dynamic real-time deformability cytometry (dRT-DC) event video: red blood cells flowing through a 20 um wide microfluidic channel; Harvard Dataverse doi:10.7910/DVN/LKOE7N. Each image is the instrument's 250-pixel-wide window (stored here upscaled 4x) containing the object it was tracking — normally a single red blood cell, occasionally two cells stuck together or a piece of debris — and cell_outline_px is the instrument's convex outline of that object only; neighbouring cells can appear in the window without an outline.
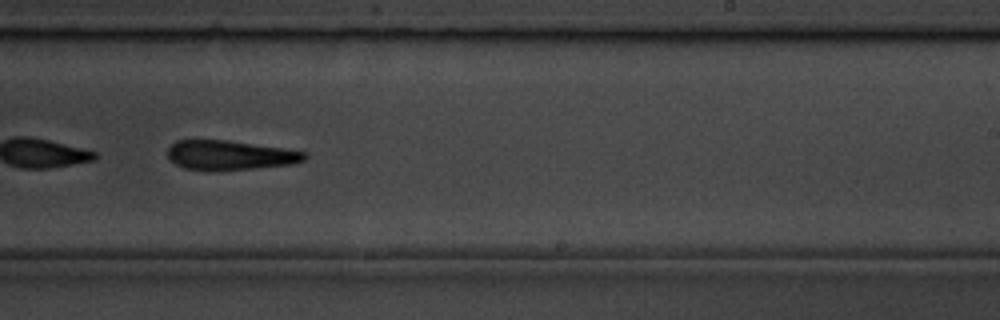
{"species": "common noctule bat (a hibernating species)", "species_latin": "Nyctalus noctula", "temperature_condition": "room temperature", "stored_images_in_passage": 55, "camera_frame_rate_fps": 3000, "um_per_image_px": 0.085, "animal": {"sex": "male", "body_mass_g": 19.5, "forearm_length_mm": 54.6}, "frame": {"image": 1, "passage_image": 35, "time_ms": 11.333, "image_size_px": [1000, 320], "cell_outline_px": [[308, 156], [304, 160], [292, 164], [256, 168], [184, 168], [168, 160], [168, 148], [176, 140], [228, 140], [284, 148], [308, 152]], "centroid_in_image_um": [19.59, 13.15], "position_along_channel_um": 269.4, "area_um2": 22.95}, "authors_computed_cell_mechanics": {"area_um2": 26.2412, "velocity_mm_per_s": 3.6025, "shape_relaxation_time_tau1_ms": 4.9354, "shape_relaxation_time_tau2_ms": 2.8773, "deformation_change_tau1": 0.1786, "deformation_change_tau2": 0.1568}}